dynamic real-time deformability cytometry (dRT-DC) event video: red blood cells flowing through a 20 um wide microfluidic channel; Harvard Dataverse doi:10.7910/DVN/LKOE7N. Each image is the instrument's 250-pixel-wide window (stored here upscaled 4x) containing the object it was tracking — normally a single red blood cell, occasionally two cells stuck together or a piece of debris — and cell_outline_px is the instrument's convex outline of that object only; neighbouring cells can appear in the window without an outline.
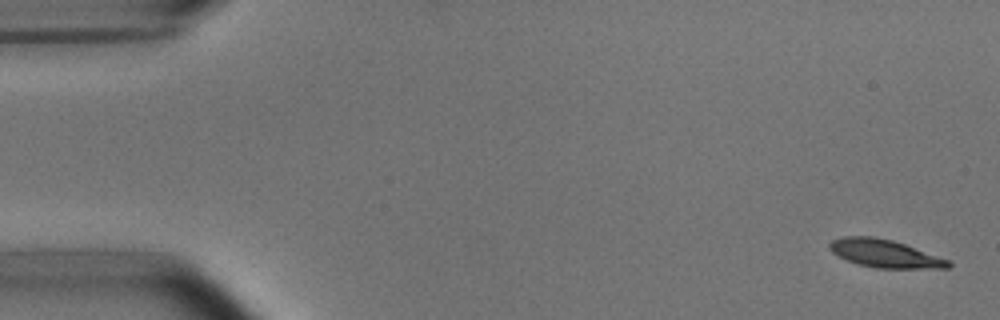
{"species": "common noctule bat (a hibernating species)", "species_latin": "Nyctalus noctula", "temperature_condition": "room temperature", "stored_images_in_passage": 5, "camera_frame_rate_fps": 3000, "um_per_image_px": 0.085, "animal": {"sex": "male", "body_mass_g": 15.6}, "frame": {"image": 1, "passage_image": 1, "time_ms": 0.0, "image_size_px": [1000, 320], "cell_outline_px": [[952, 264], [948, 268], [876, 268], [860, 264], [848, 260], [832, 252], [828, 248], [828, 244], [832, 240], [844, 236], [876, 236], [892, 240], [904, 244], [948, 260]], "centroid_in_image_um": [75.17, 21.54], "position_along_channel_um": 9.8, "area_um2": 19.02}}
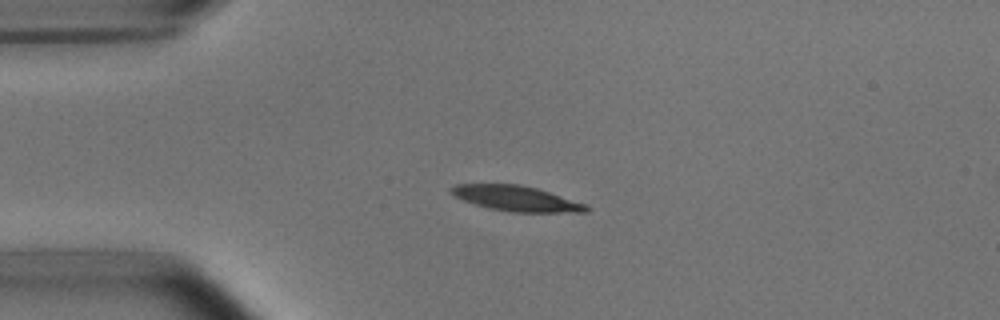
{"frame": {"image": 2, "passage_image": 4, "time_ms": 3.667, "image_size_px": [1000, 320], "cell_outline_px": [[592, 208], [588, 212], [512, 212], [488, 208], [452, 196], [448, 192], [448, 188], [456, 184], [520, 184], [536, 188], [588, 204]], "centroid_in_image_um": [43.89, 16.87], "position_along_channel_um": 41.1, "area_um2": 20.11}}